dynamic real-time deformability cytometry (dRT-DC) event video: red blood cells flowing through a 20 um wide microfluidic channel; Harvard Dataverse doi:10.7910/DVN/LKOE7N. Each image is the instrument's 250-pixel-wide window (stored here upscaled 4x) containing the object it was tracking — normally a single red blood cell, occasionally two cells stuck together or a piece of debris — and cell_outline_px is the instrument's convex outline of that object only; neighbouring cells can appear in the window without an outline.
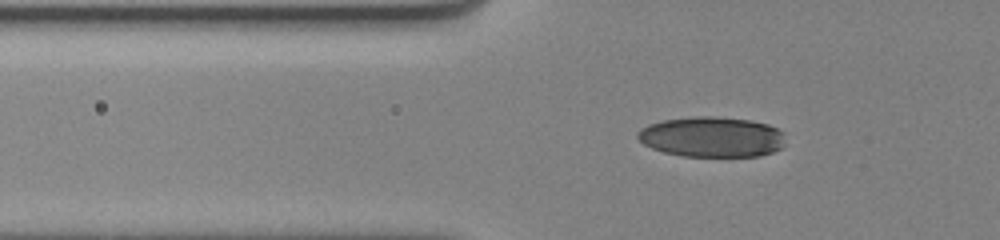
{"species": "human", "species_latin": "Homo sapiens", "temperature_condition": "cold", "stored_images_in_passage": 63, "camera_frame_rate_fps": 3000, "um_per_image_px": 0.085, "donor": {"sex": "female"}, "frame": {"image": 1, "passage_image": 25, "time_ms": 8.0, "image_size_px": [1000, 240], "cell_outline_px": [[784, 132], [780, 148], [772, 152], [760, 156], [684, 156], [664, 152], [652, 148], [644, 144], [636, 136], [636, 132], [640, 128], [648, 124], [664, 120], [696, 116], [712, 116], [748, 120], [768, 124]], "centroid_in_image_um": [60.46, 11.63], "position_along_channel_um": 65.3, "area_um2": 34.56}}
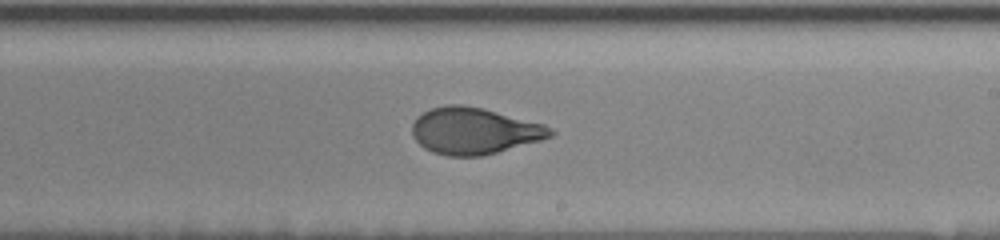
{"frame": {"image": 2, "passage_image": 42, "time_ms": 13.667, "image_size_px": [1000, 240], "cell_outline_px": [[556, 132], [552, 136], [540, 140], [484, 156], [448, 156], [432, 152], [424, 148], [412, 136], [412, 124], [416, 116], [432, 108], [448, 104], [460, 104], [484, 108], [544, 124], [552, 128]], "centroid_in_image_um": [40.3, 11.12], "position_along_channel_um": 248.7, "area_um2": 37.69}}
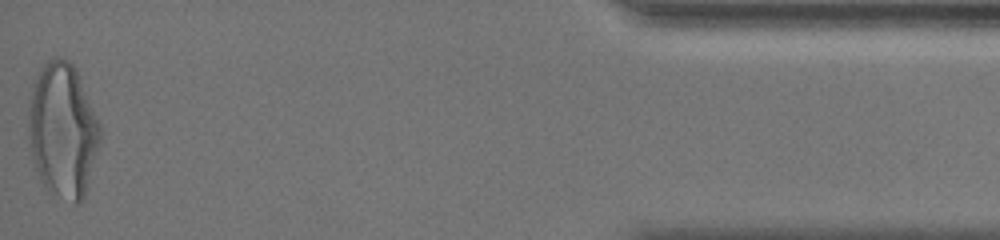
{"frame": {"image": 3, "passage_image": 63, "time_ms": 20.667, "image_size_px": [1000, 240], "cell_outline_px": [[100, 140], [84, 200], [80, 204], [76, 204], [48, 192], [40, 180], [32, 160], [28, 136], [28, 104], [32, 84], [44, 64], [52, 56], [60, 56], [68, 60], [76, 68], [100, 120]], "centroid_in_image_um": [5.33, 11.07], "position_along_channel_um": 429.9, "area_um2": 57.11}, "authors_computed_cell_mechanics": {"area_um2": 37.281, "velocity_mm_per_s": 3.4558, "shape_relaxation_time_tau1_ms": 5.4574, "shape_relaxation_time_tau2_ms": 0.5561, "deformation_change_tau1": 0.1803, "deformation_change_tau2": 0.0504}}